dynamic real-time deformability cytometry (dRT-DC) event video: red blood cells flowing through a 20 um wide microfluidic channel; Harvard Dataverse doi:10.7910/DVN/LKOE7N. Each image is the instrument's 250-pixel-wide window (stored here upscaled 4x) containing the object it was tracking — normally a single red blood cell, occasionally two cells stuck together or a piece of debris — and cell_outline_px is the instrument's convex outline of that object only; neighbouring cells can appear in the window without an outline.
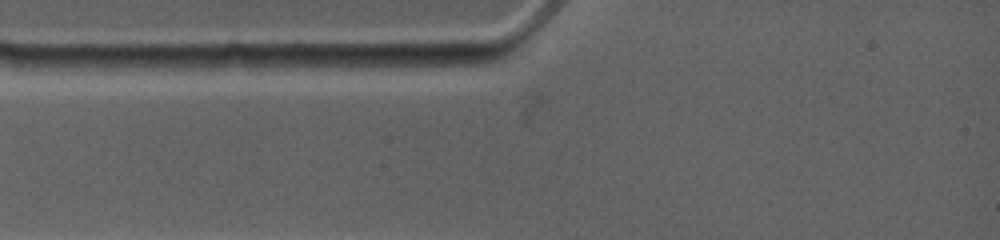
{"species": "common noctule bat (a hibernating species)", "species_latin": "Nyctalus noctula", "temperature_condition": "warm", "stored_images_in_passage": 5, "camera_frame_rate_fps": 4500, "um_per_image_px": 0.085, "animal": {"sex": "female", "body_mass_g": 19.0, "forearm_length_mm": 53.3}, "frame": {"image": 1, "passage_image": 2, "time_ms": 0.444, "image_size_px": [1000, 240], "cell_outline_px": [[476, 64], [396, 72], [312, 72], [304, 64], [312, 56], [432, 56]], "centroid_in_image_um": [32.13, 5.41], "position_along_channel_um": 52.9, "area_um2": 15.84}}